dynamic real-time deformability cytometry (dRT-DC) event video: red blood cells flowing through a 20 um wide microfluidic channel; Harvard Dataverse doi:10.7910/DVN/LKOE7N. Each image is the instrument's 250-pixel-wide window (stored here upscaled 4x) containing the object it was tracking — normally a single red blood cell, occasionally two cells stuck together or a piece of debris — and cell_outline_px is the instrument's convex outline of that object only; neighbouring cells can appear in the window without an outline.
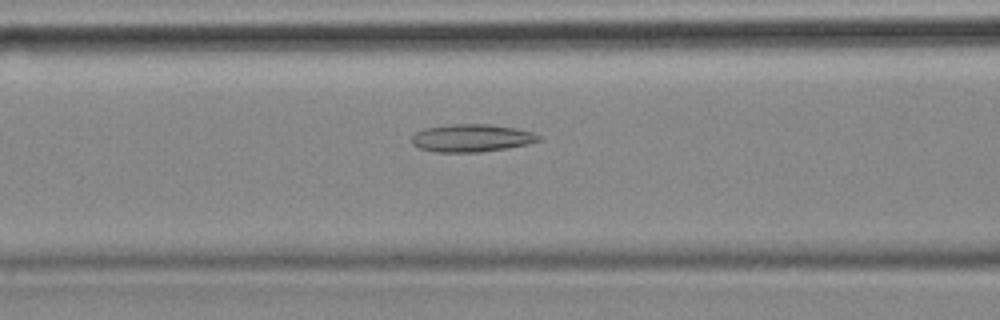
{"species": "common noctule bat (a hibernating species)", "species_latin": "Nyctalus noctula", "temperature_condition": "cold", "stored_images_in_passage": 40, "camera_frame_rate_fps": 3000, "um_per_image_px": 0.085, "animal": {"sex": "female", "body_mass_g": 18.4}, "frame": {"image": 1, "passage_image": 6, "time_ms": 1.667, "image_size_px": [1000, 320], "cell_outline_px": [[540, 140], [528, 144], [508, 148], [480, 152], [436, 152], [420, 148], [412, 144], [412, 136], [416, 132], [424, 128], [452, 124], [488, 124], [516, 128], [532, 132], [540, 136]], "centroid_in_image_um": [40.08, 11.73], "position_along_channel_um": 126.5, "area_um2": 20.46}}
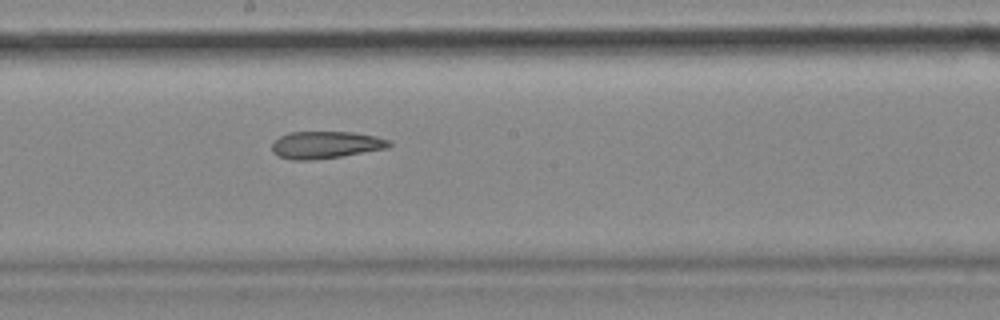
{"frame": {"image": 2, "passage_image": 14, "time_ms": 4.333, "image_size_px": [1000, 320], "cell_outline_px": [[392, 144], [388, 148], [340, 156], [308, 160], [292, 160], [276, 156], [272, 152], [272, 144], [280, 136], [288, 132], [352, 132], [376, 136], [392, 140]], "centroid_in_image_um": [27.68, 12.31], "position_along_channel_um": 220.5, "area_um2": 18.61}}
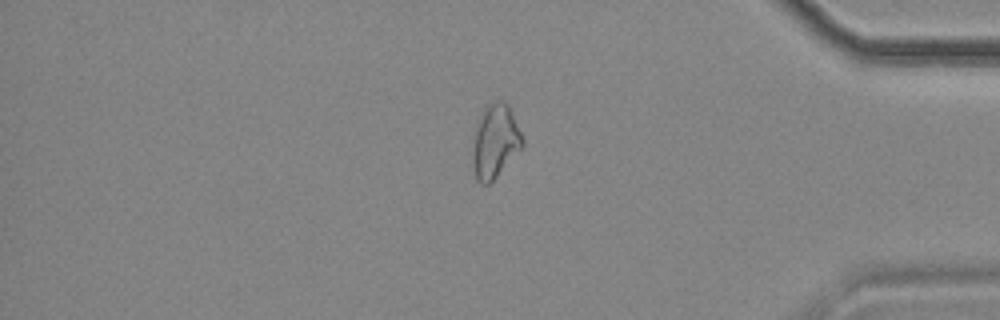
{"frame": {"image": 3, "passage_image": 31, "time_ms": 10.0, "image_size_px": [1000, 320], "cell_outline_px": [[524, 148], [488, 184], [480, 184], [476, 180], [472, 160], [472, 132], [476, 120], [480, 112], [484, 108], [496, 100], [504, 100], [508, 104], [524, 140]], "centroid_in_image_um": [42.06, 11.99], "position_along_channel_um": 393.1, "area_um2": 21.96}, "authors_computed_cell_mechanics": {"area_um2": 19.8832, "velocity_mm_per_s": 3.5363, "shape_relaxation_time_tau1_ms": null, "shape_relaxation_time_tau2_ms": 9.1485, "deformation_change_tau1": null, "deformation_change_tau2": 0.2014}}